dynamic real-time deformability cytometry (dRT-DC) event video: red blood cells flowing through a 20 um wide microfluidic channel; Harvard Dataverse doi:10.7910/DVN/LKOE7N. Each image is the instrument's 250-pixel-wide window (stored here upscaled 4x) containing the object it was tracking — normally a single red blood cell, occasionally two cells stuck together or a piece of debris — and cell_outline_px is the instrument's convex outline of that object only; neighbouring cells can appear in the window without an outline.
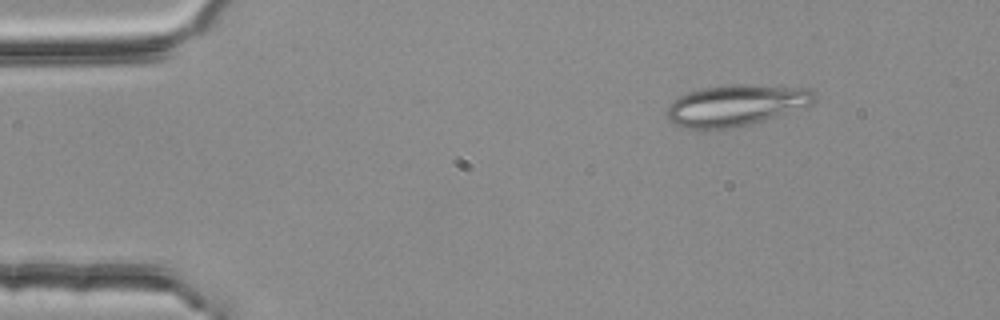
{"species": "common noctule bat (a hibernating species)", "species_latin": "Nyctalus noctula", "temperature_condition": "room temperature", "stored_images_in_passage": 4, "camera_frame_rate_fps": 3000, "um_per_image_px": 0.085, "animal": {"sex": "female", "body_mass_g": 25.1}, "frame": {"image": 1, "passage_image": 2, "time_ms": 0.333, "image_size_px": [1000, 320], "cell_outline_px": [[816, 100], [812, 104], [764, 120], [732, 128], [676, 128], [668, 120], [664, 112], [672, 100], [688, 92], [700, 88], [724, 84], [748, 84], [812, 88], [816, 92]], "centroid_in_image_um": [62.51, 8.93], "position_along_channel_um": 22.5, "area_um2": 35.89}}